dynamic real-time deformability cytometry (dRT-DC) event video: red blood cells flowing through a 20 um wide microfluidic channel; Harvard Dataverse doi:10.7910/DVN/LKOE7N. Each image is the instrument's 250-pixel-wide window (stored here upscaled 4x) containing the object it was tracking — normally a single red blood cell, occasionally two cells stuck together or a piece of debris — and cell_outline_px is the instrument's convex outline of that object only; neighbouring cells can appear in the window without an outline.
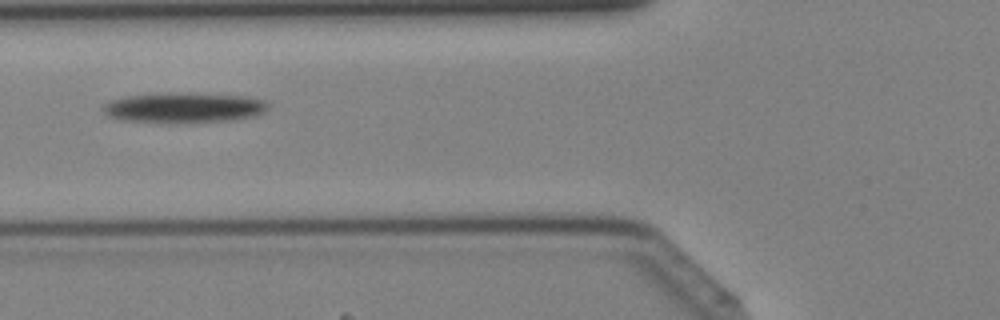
{"species": "Egyptian fruit bat (a non-hibernating species)", "species_latin": "Rousettus aegyptiacus", "temperature_condition": "cold", "stored_images_in_passage": 43, "camera_frame_rate_fps": 3000, "um_per_image_px": 0.085, "animal": {"sex": "female"}, "frame": {"image": 1, "passage_image": 16, "time_ms": 5.0, "image_size_px": [1000, 320], "cell_outline_px": [[268, 108], [264, 112], [256, 116], [232, 120], [120, 120], [108, 116], [100, 108], [108, 100], [128, 96], [244, 96], [268, 100]], "centroid_in_image_um": [15.67, 9.17], "position_along_channel_um": 110.1, "area_um2": 26.41}}
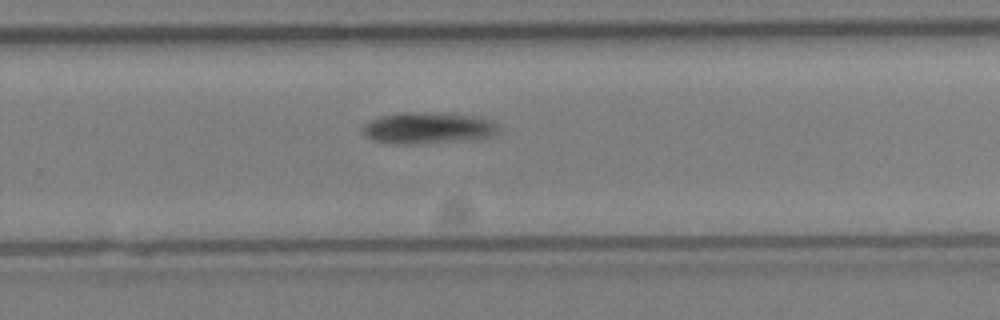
{"frame": {"image": 2, "passage_image": 28, "time_ms": 9.0, "image_size_px": [1000, 320], "cell_outline_px": [[496, 132], [492, 136], [460, 140], [408, 144], [396, 144], [376, 140], [368, 136], [364, 132], [364, 124], [368, 120], [380, 116], [400, 112], [408, 112], [480, 116], [492, 120], [496, 124]], "centroid_in_image_um": [36.35, 10.86], "position_along_channel_um": 293.4, "area_um2": 24.22}}
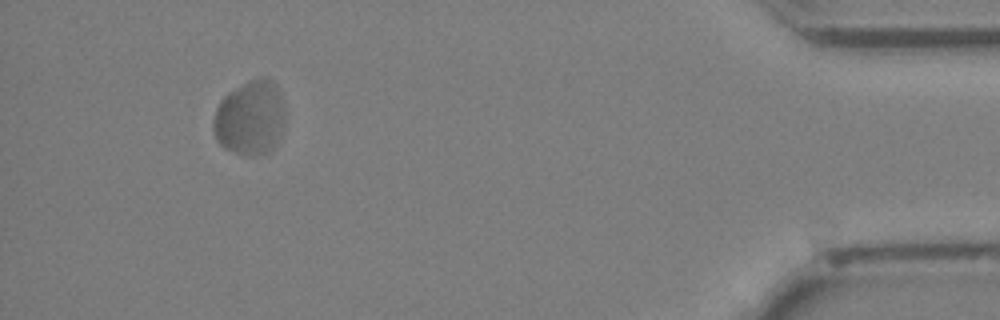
{"frame": {"image": 3, "passage_image": 40, "time_ms": 13.0, "image_size_px": [1000, 320], "cell_outline_px": [[284, 128], [276, 144], [268, 152], [252, 156], [236, 152], [224, 148], [216, 140], [212, 128], [212, 120], [216, 108], [220, 100], [228, 92], [248, 80], [260, 76], [272, 80], [276, 84], [284, 104]], "centroid_in_image_um": [21.25, 9.99], "position_along_channel_um": 413.9, "area_um2": 31.62}}